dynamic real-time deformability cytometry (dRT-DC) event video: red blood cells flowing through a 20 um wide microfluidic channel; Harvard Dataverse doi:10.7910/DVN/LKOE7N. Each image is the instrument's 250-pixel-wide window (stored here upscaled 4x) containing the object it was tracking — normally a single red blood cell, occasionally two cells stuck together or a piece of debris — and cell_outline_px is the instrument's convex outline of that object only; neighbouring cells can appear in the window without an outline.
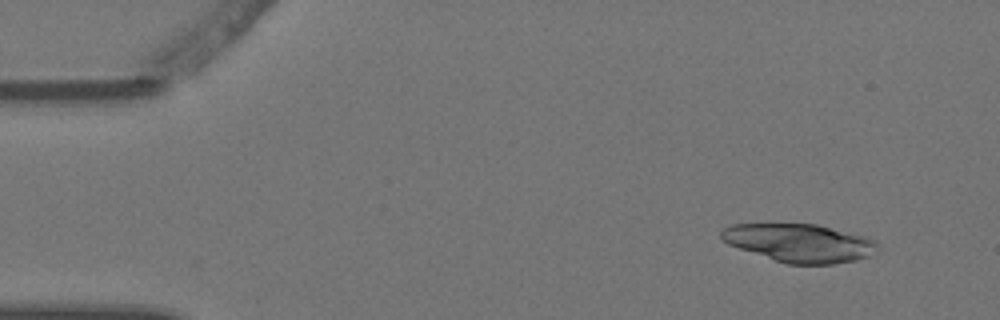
{"species": "Egyptian fruit bat (a non-hibernating species)", "species_latin": "Rousettus aegyptiacus", "temperature_condition": "warm", "stored_images_in_passage": 6, "camera_frame_rate_fps": 3000, "um_per_image_px": 0.085, "animal": {"sex": "female"}, "frame": {"image": 1, "passage_image": 1, "time_ms": 0.0, "image_size_px": [1000, 320], "cell_outline_px": [[876, 248], [872, 256], [856, 260], [832, 264], [788, 264], [728, 244], [720, 236], [720, 232], [724, 228], [732, 224], [816, 224], [864, 236], [872, 240], [876, 244]], "centroid_in_image_um": [67.96, 20.65], "position_along_channel_um": 17.0, "area_um2": 34.28}}